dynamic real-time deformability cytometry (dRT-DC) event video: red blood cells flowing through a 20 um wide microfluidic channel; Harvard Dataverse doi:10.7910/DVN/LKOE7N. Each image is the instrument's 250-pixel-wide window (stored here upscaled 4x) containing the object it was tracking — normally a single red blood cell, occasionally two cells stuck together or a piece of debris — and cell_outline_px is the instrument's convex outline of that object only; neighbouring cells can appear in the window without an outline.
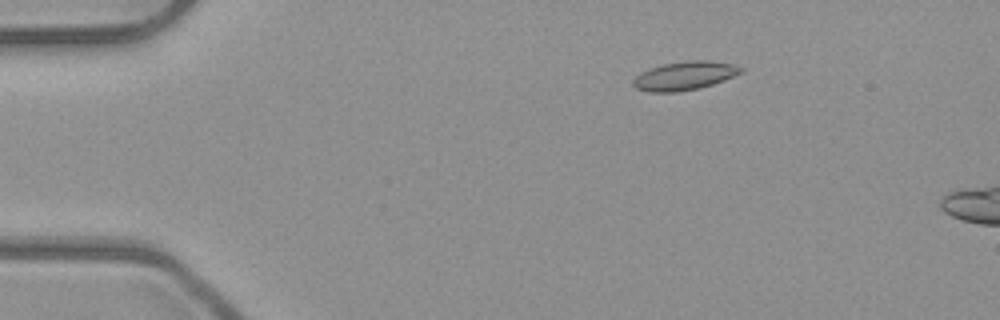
{"species": "common noctule bat (a hibernating species)", "species_latin": "Nyctalus noctula", "temperature_condition": "room temperature", "stored_images_in_passage": 5, "camera_frame_rate_fps": 3000, "um_per_image_px": 0.085, "animal": {"sex": "male", "body_mass_g": 23.1, "forearm_length_mm": 52.7}, "frame": {"image": 1, "passage_image": 5, "time_ms": 1.333, "image_size_px": [1000, 320], "cell_outline_px": [[744, 72], [724, 80], [700, 88], [676, 92], [648, 92], [636, 88], [632, 84], [632, 80], [640, 72], [648, 68], [664, 64], [688, 60], [708, 60], [736, 64], [744, 68]], "centroid_in_image_um": [58.2, 6.43], "position_along_channel_um": 26.8, "area_um2": 18.21}}